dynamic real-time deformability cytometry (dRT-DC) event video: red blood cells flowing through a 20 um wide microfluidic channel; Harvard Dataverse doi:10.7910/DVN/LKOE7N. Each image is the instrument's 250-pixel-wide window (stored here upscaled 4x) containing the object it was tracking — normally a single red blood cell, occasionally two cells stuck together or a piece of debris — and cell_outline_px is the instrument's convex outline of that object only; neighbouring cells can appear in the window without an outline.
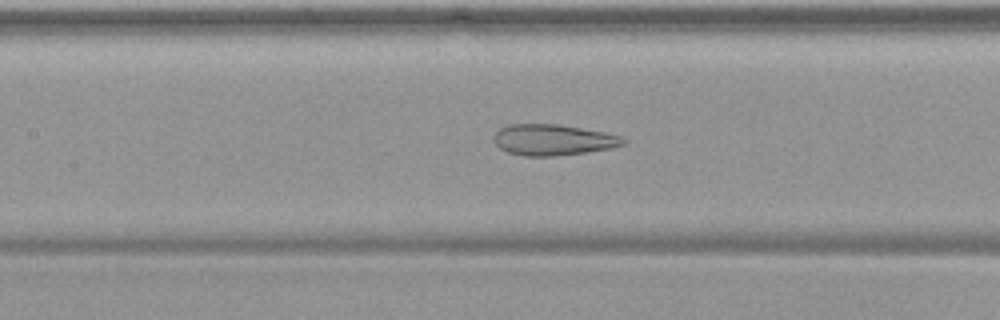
{"species": "common noctule bat (a hibernating species)", "species_latin": "Nyctalus noctula", "temperature_condition": "warm", "stored_images_in_passage": 54, "camera_frame_rate_fps": 3000, "um_per_image_px": 0.085, "animal": {"sex": "female", "body_mass_g": 19.9}, "frame": {"image": 1, "passage_image": 25, "time_ms": 8.0, "image_size_px": [1000, 320], "cell_outline_px": [[628, 140], [624, 144], [612, 148], [584, 152], [552, 156], [524, 156], [508, 152], [500, 148], [496, 144], [492, 136], [500, 128], [508, 124], [560, 124], [604, 132], [620, 136]], "centroid_in_image_um": [47.0, 11.88], "position_along_channel_um": 160.4, "area_um2": 23.35}}
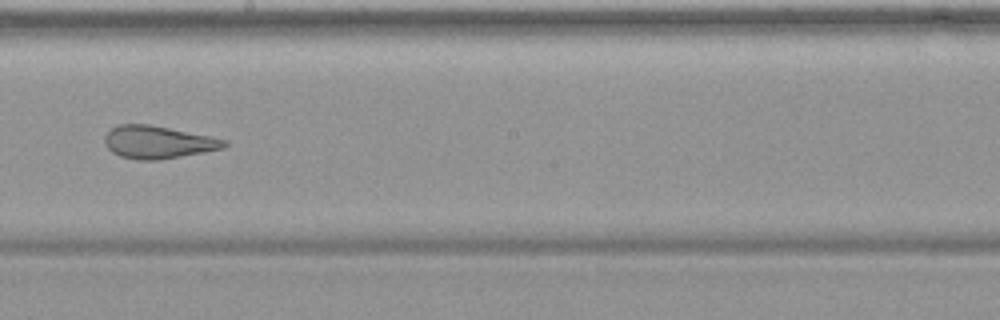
{"frame": {"image": 2, "passage_image": 31, "time_ms": 10.0, "image_size_px": [1000, 320], "cell_outline_px": [[228, 144], [224, 148], [204, 152], [160, 160], [136, 160], [120, 156], [112, 152], [104, 144], [104, 136], [112, 128], [120, 124], [148, 124], [212, 136], [228, 140]], "centroid_in_image_um": [13.44, 12.09], "position_along_channel_um": 234.8, "area_um2": 22.89}}
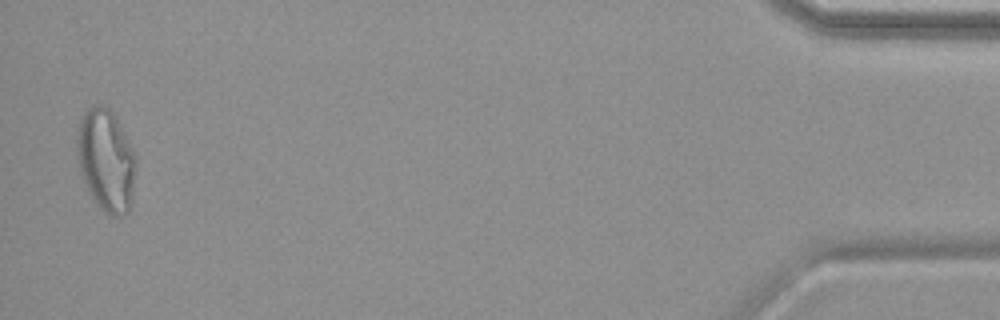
{"frame": {"image": 3, "passage_image": 53, "time_ms": 17.333, "image_size_px": [1000, 320], "cell_outline_px": [[136, 168], [132, 204], [128, 212], [124, 216], [112, 216], [104, 212], [96, 204], [88, 192], [80, 172], [76, 152], [76, 132], [80, 120], [84, 112], [92, 104], [104, 104], [112, 112], [136, 152]], "centroid_in_image_um": [9.02, 13.63], "position_along_channel_um": 426.2, "area_um2": 35.95}, "authors_computed_cell_mechanics": {"area_um2": 29.4202, "velocity_mm_per_s": 3.7384, "shape_relaxation_time_tau1_ms": null, "shape_relaxation_time_tau2_ms": 1.7632, "deformation_change_tau1": null, "deformation_change_tau2": 0.1029}}